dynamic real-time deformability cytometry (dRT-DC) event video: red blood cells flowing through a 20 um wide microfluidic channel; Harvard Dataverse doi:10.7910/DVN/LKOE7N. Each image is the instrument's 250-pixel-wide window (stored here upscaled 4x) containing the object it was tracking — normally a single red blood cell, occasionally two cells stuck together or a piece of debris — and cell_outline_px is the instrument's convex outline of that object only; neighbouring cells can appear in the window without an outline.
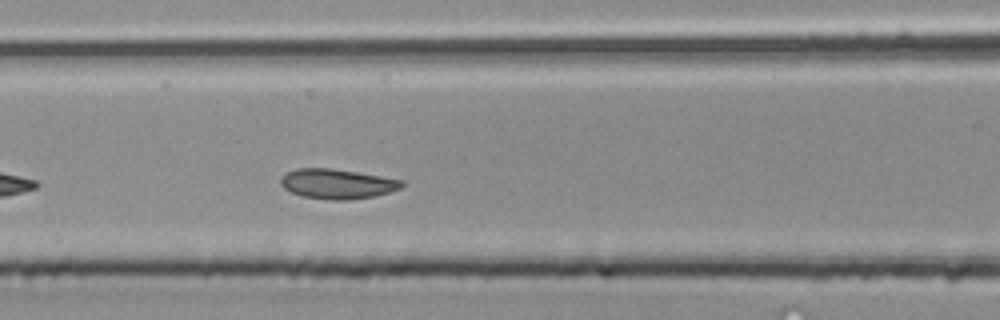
{"species": "common noctule bat (a hibernating species)", "species_latin": "Nyctalus noctula", "temperature_condition": "room temperature", "stored_images_in_passage": 25, "camera_frame_rate_fps": 3000, "um_per_image_px": 0.085, "animal": {"sex": "male", "body_mass_g": 20.4}, "frame": {"image": 1, "passage_image": 15, "time_ms": 4.667, "image_size_px": [1000, 320], "cell_outline_px": [[404, 184], [400, 188], [388, 192], [372, 196], [348, 200], [328, 200], [304, 196], [292, 192], [284, 188], [280, 184], [280, 180], [288, 172], [296, 168], [332, 168], [404, 180]], "centroid_in_image_um": [28.66, 15.62], "position_along_channel_um": 137.9, "area_um2": 20.81}}
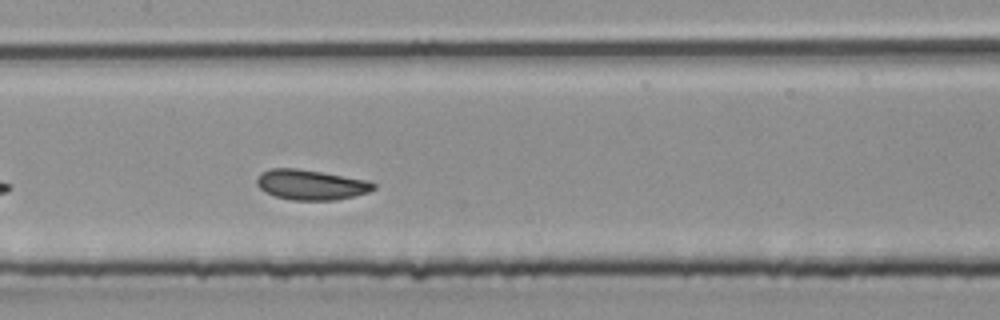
{"frame": {"image": 2, "passage_image": 18, "time_ms": 5.667, "image_size_px": [1000, 320], "cell_outline_px": [[376, 188], [368, 192], [336, 200], [292, 200], [276, 196], [264, 192], [256, 184], [256, 176], [260, 172], [268, 168], [296, 168], [368, 180], [376, 184]], "centroid_in_image_um": [26.38, 15.69], "position_along_channel_um": 181.0, "area_um2": 20.58}}